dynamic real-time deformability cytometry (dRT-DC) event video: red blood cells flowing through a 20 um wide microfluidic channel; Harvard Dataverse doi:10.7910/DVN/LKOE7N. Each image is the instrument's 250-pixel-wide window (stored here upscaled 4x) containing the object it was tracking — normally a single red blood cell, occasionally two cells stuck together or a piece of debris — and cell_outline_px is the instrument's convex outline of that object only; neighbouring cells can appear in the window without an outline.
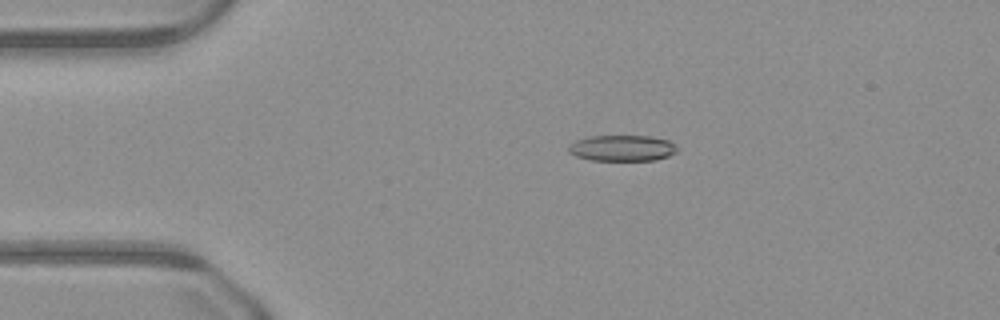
{"species": "common noctule bat (a hibernating species)", "species_latin": "Nyctalus noctula", "temperature_condition": "warm", "stored_images_in_passage": 50, "camera_frame_rate_fps": 3000, "um_per_image_px": 0.085, "animal": {"sex": "male", "body_mass_g": 23.1, "forearm_length_mm": 52.7}, "frame": {"image": 1, "passage_image": 10, "time_ms": 3.0, "image_size_px": [1000, 320], "cell_outline_px": [[676, 152], [668, 156], [656, 160], [592, 160], [576, 156], [568, 152], [568, 144], [576, 140], [588, 136], [648, 136], [668, 140], [676, 148]], "centroid_in_image_um": [52.83, 12.59], "position_along_channel_um": 32.2, "area_um2": 16.36}}
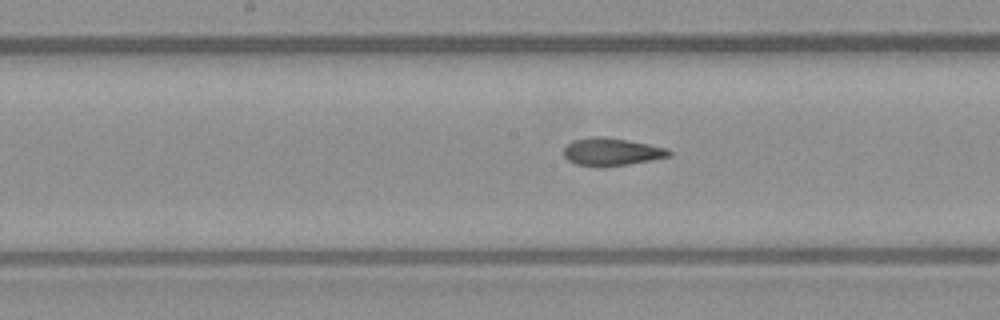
{"frame": {"image": 2, "passage_image": 25, "time_ms": 8.0, "image_size_px": [1000, 320], "cell_outline_px": [[672, 156], [652, 160], [628, 164], [576, 164], [568, 160], [564, 156], [564, 148], [572, 140], [592, 136], [596, 136], [628, 140], [668, 148], [672, 152]], "centroid_in_image_um": [52.03, 12.86], "position_along_channel_um": 196.2, "area_um2": 16.42}}
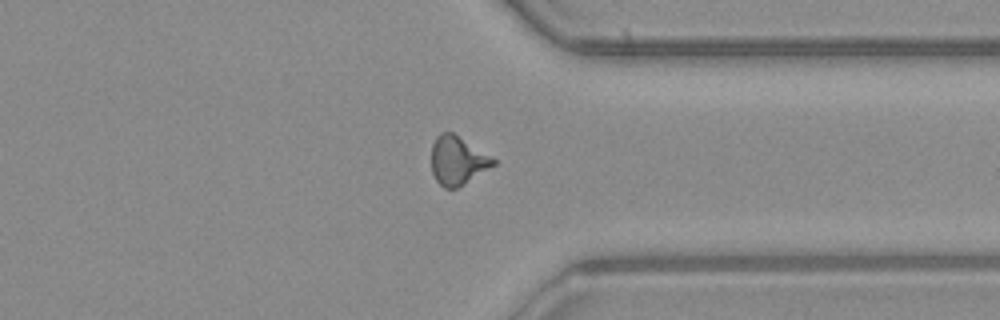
{"frame": {"image": 3, "passage_image": 38, "time_ms": 12.333, "image_size_px": [1000, 320], "cell_outline_px": [[496, 164], [464, 184], [456, 188], [444, 188], [436, 180], [432, 172], [432, 144], [436, 136], [440, 132], [452, 132], [496, 160]], "centroid_in_image_um": [38.87, 13.65], "position_along_channel_um": 372.5, "area_um2": 17.22}}